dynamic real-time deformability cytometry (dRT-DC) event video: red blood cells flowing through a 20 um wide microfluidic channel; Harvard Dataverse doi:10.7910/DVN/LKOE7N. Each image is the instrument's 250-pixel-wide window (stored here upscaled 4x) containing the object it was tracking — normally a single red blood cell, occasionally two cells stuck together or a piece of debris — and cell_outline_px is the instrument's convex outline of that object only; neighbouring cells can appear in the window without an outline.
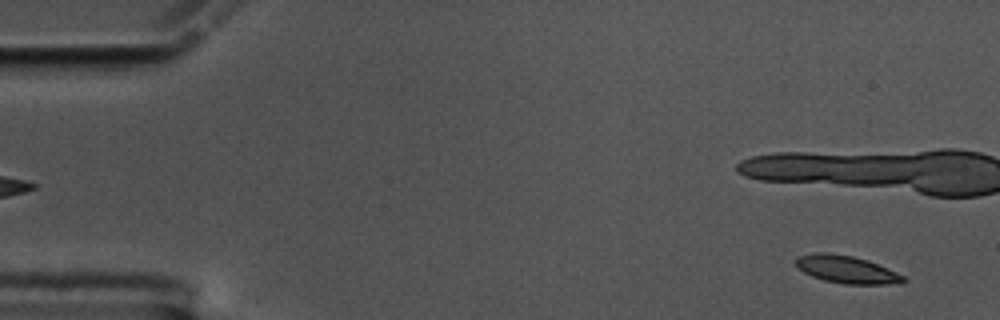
{"species": "common noctule bat (a hibernating species)", "species_latin": "Nyctalus noctula", "temperature_condition": "cold", "stored_images_in_passage": 18, "camera_frame_rate_fps": 3000, "um_per_image_px": 0.085, "animal": {"sex": "male", "body_mass_g": 17.5, "forearm_length_mm": 52.3}, "frame": {"image": 1, "passage_image": 3, "time_ms": 0.667, "image_size_px": [1000, 320], "cell_outline_px": [[908, 280], [900, 284], [844, 284], [824, 280], [812, 276], [796, 268], [796, 256], [816, 252], [828, 252], [852, 256], [868, 260], [896, 272], [904, 276]], "centroid_in_image_um": [71.95, 22.9], "position_along_channel_um": 13.0, "area_um2": 17.4}}